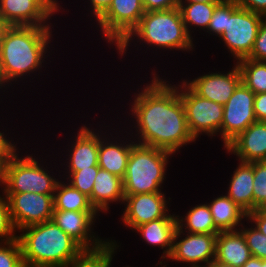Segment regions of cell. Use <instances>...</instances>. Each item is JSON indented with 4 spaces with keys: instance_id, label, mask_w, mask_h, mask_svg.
<instances>
[{
    "instance_id": "5",
    "label": "cell",
    "mask_w": 266,
    "mask_h": 267,
    "mask_svg": "<svg viewBox=\"0 0 266 267\" xmlns=\"http://www.w3.org/2000/svg\"><path fill=\"white\" fill-rule=\"evenodd\" d=\"M171 155L167 150L135 143L123 178L124 196L162 192Z\"/></svg>"
},
{
    "instance_id": "6",
    "label": "cell",
    "mask_w": 266,
    "mask_h": 267,
    "mask_svg": "<svg viewBox=\"0 0 266 267\" xmlns=\"http://www.w3.org/2000/svg\"><path fill=\"white\" fill-rule=\"evenodd\" d=\"M17 150L10 155L6 164L4 193L54 194L59 179L39 164L36 156L20 157Z\"/></svg>"
},
{
    "instance_id": "36",
    "label": "cell",
    "mask_w": 266,
    "mask_h": 267,
    "mask_svg": "<svg viewBox=\"0 0 266 267\" xmlns=\"http://www.w3.org/2000/svg\"><path fill=\"white\" fill-rule=\"evenodd\" d=\"M248 59L266 62V18L262 21Z\"/></svg>"
},
{
    "instance_id": "1",
    "label": "cell",
    "mask_w": 266,
    "mask_h": 267,
    "mask_svg": "<svg viewBox=\"0 0 266 267\" xmlns=\"http://www.w3.org/2000/svg\"><path fill=\"white\" fill-rule=\"evenodd\" d=\"M151 75L152 80L134 94V102L129 108L136 122L134 128L138 138H135L138 141L135 138L134 141L175 154L196 140L187 125L179 85L169 84L156 72Z\"/></svg>"
},
{
    "instance_id": "44",
    "label": "cell",
    "mask_w": 266,
    "mask_h": 267,
    "mask_svg": "<svg viewBox=\"0 0 266 267\" xmlns=\"http://www.w3.org/2000/svg\"><path fill=\"white\" fill-rule=\"evenodd\" d=\"M11 25L0 16V45L4 39L7 30Z\"/></svg>"
},
{
    "instance_id": "22",
    "label": "cell",
    "mask_w": 266,
    "mask_h": 267,
    "mask_svg": "<svg viewBox=\"0 0 266 267\" xmlns=\"http://www.w3.org/2000/svg\"><path fill=\"white\" fill-rule=\"evenodd\" d=\"M246 239L240 230L220 231L216 237L215 260L242 267L251 257Z\"/></svg>"
},
{
    "instance_id": "15",
    "label": "cell",
    "mask_w": 266,
    "mask_h": 267,
    "mask_svg": "<svg viewBox=\"0 0 266 267\" xmlns=\"http://www.w3.org/2000/svg\"><path fill=\"white\" fill-rule=\"evenodd\" d=\"M168 203L170 202L163 192L127 195L123 202L125 208L121 216L122 222L134 231L137 226L150 221L176 218V214L169 213Z\"/></svg>"
},
{
    "instance_id": "16",
    "label": "cell",
    "mask_w": 266,
    "mask_h": 267,
    "mask_svg": "<svg viewBox=\"0 0 266 267\" xmlns=\"http://www.w3.org/2000/svg\"><path fill=\"white\" fill-rule=\"evenodd\" d=\"M233 65V68L226 73L209 72L195 77L192 81L184 79V82L200 97L224 105L242 82L238 65L235 63Z\"/></svg>"
},
{
    "instance_id": "37",
    "label": "cell",
    "mask_w": 266,
    "mask_h": 267,
    "mask_svg": "<svg viewBox=\"0 0 266 267\" xmlns=\"http://www.w3.org/2000/svg\"><path fill=\"white\" fill-rule=\"evenodd\" d=\"M145 11H159L179 7V0H142Z\"/></svg>"
},
{
    "instance_id": "31",
    "label": "cell",
    "mask_w": 266,
    "mask_h": 267,
    "mask_svg": "<svg viewBox=\"0 0 266 267\" xmlns=\"http://www.w3.org/2000/svg\"><path fill=\"white\" fill-rule=\"evenodd\" d=\"M266 210V160L254 161L253 211Z\"/></svg>"
},
{
    "instance_id": "24",
    "label": "cell",
    "mask_w": 266,
    "mask_h": 267,
    "mask_svg": "<svg viewBox=\"0 0 266 267\" xmlns=\"http://www.w3.org/2000/svg\"><path fill=\"white\" fill-rule=\"evenodd\" d=\"M207 204L214 224L220 231H237L243 225V219H247V213L226 194L219 195Z\"/></svg>"
},
{
    "instance_id": "50",
    "label": "cell",
    "mask_w": 266,
    "mask_h": 267,
    "mask_svg": "<svg viewBox=\"0 0 266 267\" xmlns=\"http://www.w3.org/2000/svg\"><path fill=\"white\" fill-rule=\"evenodd\" d=\"M160 265H161V267H167V265H169V264L163 263V266H162V264H160Z\"/></svg>"
},
{
    "instance_id": "40",
    "label": "cell",
    "mask_w": 266,
    "mask_h": 267,
    "mask_svg": "<svg viewBox=\"0 0 266 267\" xmlns=\"http://www.w3.org/2000/svg\"><path fill=\"white\" fill-rule=\"evenodd\" d=\"M254 113L257 121L266 122V93L255 94Z\"/></svg>"
},
{
    "instance_id": "35",
    "label": "cell",
    "mask_w": 266,
    "mask_h": 267,
    "mask_svg": "<svg viewBox=\"0 0 266 267\" xmlns=\"http://www.w3.org/2000/svg\"><path fill=\"white\" fill-rule=\"evenodd\" d=\"M227 24V0H222L215 8L209 26L205 32L217 36L223 34Z\"/></svg>"
},
{
    "instance_id": "38",
    "label": "cell",
    "mask_w": 266,
    "mask_h": 267,
    "mask_svg": "<svg viewBox=\"0 0 266 267\" xmlns=\"http://www.w3.org/2000/svg\"><path fill=\"white\" fill-rule=\"evenodd\" d=\"M238 7L266 17V0H232Z\"/></svg>"
},
{
    "instance_id": "8",
    "label": "cell",
    "mask_w": 266,
    "mask_h": 267,
    "mask_svg": "<svg viewBox=\"0 0 266 267\" xmlns=\"http://www.w3.org/2000/svg\"><path fill=\"white\" fill-rule=\"evenodd\" d=\"M179 95L184 106L189 131L195 140L200 134H207L208 137L218 134L221 136L223 105L200 97L184 80L181 85L179 84Z\"/></svg>"
},
{
    "instance_id": "7",
    "label": "cell",
    "mask_w": 266,
    "mask_h": 267,
    "mask_svg": "<svg viewBox=\"0 0 266 267\" xmlns=\"http://www.w3.org/2000/svg\"><path fill=\"white\" fill-rule=\"evenodd\" d=\"M265 18L259 13L238 7L232 0H227V24L219 39L236 62L250 55L259 27Z\"/></svg>"
},
{
    "instance_id": "47",
    "label": "cell",
    "mask_w": 266,
    "mask_h": 267,
    "mask_svg": "<svg viewBox=\"0 0 266 267\" xmlns=\"http://www.w3.org/2000/svg\"><path fill=\"white\" fill-rule=\"evenodd\" d=\"M9 88V85L6 83L3 70H2V64H1V57H0V89L3 90V87ZM8 86V87H7Z\"/></svg>"
},
{
    "instance_id": "32",
    "label": "cell",
    "mask_w": 266,
    "mask_h": 267,
    "mask_svg": "<svg viewBox=\"0 0 266 267\" xmlns=\"http://www.w3.org/2000/svg\"><path fill=\"white\" fill-rule=\"evenodd\" d=\"M251 228L242 225L239 229L246 239L247 246L250 249L251 255L258 257L262 260H266V235L261 233L258 228H256L252 222L250 223Z\"/></svg>"
},
{
    "instance_id": "46",
    "label": "cell",
    "mask_w": 266,
    "mask_h": 267,
    "mask_svg": "<svg viewBox=\"0 0 266 267\" xmlns=\"http://www.w3.org/2000/svg\"><path fill=\"white\" fill-rule=\"evenodd\" d=\"M222 0H179V3H220Z\"/></svg>"
},
{
    "instance_id": "21",
    "label": "cell",
    "mask_w": 266,
    "mask_h": 267,
    "mask_svg": "<svg viewBox=\"0 0 266 267\" xmlns=\"http://www.w3.org/2000/svg\"><path fill=\"white\" fill-rule=\"evenodd\" d=\"M135 233H139L142 241L147 245L158 246L163 249L159 264L167 263L173 248L174 235L177 230V218H160L137 226ZM164 260V261H163Z\"/></svg>"
},
{
    "instance_id": "25",
    "label": "cell",
    "mask_w": 266,
    "mask_h": 267,
    "mask_svg": "<svg viewBox=\"0 0 266 267\" xmlns=\"http://www.w3.org/2000/svg\"><path fill=\"white\" fill-rule=\"evenodd\" d=\"M206 203V204H205ZM189 209L186 216L176 215L177 228L188 233L218 234L207 202Z\"/></svg>"
},
{
    "instance_id": "43",
    "label": "cell",
    "mask_w": 266,
    "mask_h": 267,
    "mask_svg": "<svg viewBox=\"0 0 266 267\" xmlns=\"http://www.w3.org/2000/svg\"><path fill=\"white\" fill-rule=\"evenodd\" d=\"M9 157L10 155H0V188L2 191L5 186L6 164Z\"/></svg>"
},
{
    "instance_id": "9",
    "label": "cell",
    "mask_w": 266,
    "mask_h": 267,
    "mask_svg": "<svg viewBox=\"0 0 266 267\" xmlns=\"http://www.w3.org/2000/svg\"><path fill=\"white\" fill-rule=\"evenodd\" d=\"M142 0H113L109 8L96 20L110 45L118 47L137 27L144 15Z\"/></svg>"
},
{
    "instance_id": "27",
    "label": "cell",
    "mask_w": 266,
    "mask_h": 267,
    "mask_svg": "<svg viewBox=\"0 0 266 267\" xmlns=\"http://www.w3.org/2000/svg\"><path fill=\"white\" fill-rule=\"evenodd\" d=\"M219 3H179V9L188 34L192 37L193 27L206 31L212 14Z\"/></svg>"
},
{
    "instance_id": "42",
    "label": "cell",
    "mask_w": 266,
    "mask_h": 267,
    "mask_svg": "<svg viewBox=\"0 0 266 267\" xmlns=\"http://www.w3.org/2000/svg\"><path fill=\"white\" fill-rule=\"evenodd\" d=\"M15 142L8 137L4 131L0 132V155H11L17 148Z\"/></svg>"
},
{
    "instance_id": "2",
    "label": "cell",
    "mask_w": 266,
    "mask_h": 267,
    "mask_svg": "<svg viewBox=\"0 0 266 267\" xmlns=\"http://www.w3.org/2000/svg\"><path fill=\"white\" fill-rule=\"evenodd\" d=\"M51 27L11 26L7 30L0 45V57L3 75L9 86L44 67L42 65L48 56L46 53H50L49 45L53 38Z\"/></svg>"
},
{
    "instance_id": "39",
    "label": "cell",
    "mask_w": 266,
    "mask_h": 267,
    "mask_svg": "<svg viewBox=\"0 0 266 267\" xmlns=\"http://www.w3.org/2000/svg\"><path fill=\"white\" fill-rule=\"evenodd\" d=\"M247 219L246 221L253 222L254 226L266 235V210L256 209L251 211L247 214Z\"/></svg>"
},
{
    "instance_id": "30",
    "label": "cell",
    "mask_w": 266,
    "mask_h": 267,
    "mask_svg": "<svg viewBox=\"0 0 266 267\" xmlns=\"http://www.w3.org/2000/svg\"><path fill=\"white\" fill-rule=\"evenodd\" d=\"M100 167L92 166L79 171H65L67 182L74 188L85 194L87 197L91 196L94 180Z\"/></svg>"
},
{
    "instance_id": "18",
    "label": "cell",
    "mask_w": 266,
    "mask_h": 267,
    "mask_svg": "<svg viewBox=\"0 0 266 267\" xmlns=\"http://www.w3.org/2000/svg\"><path fill=\"white\" fill-rule=\"evenodd\" d=\"M88 128L86 124L79 128L74 141H71V148H67V156L65 166L68 171H79L88 167L98 165V150H99V130ZM94 129V130H93ZM96 131V132H95ZM72 149V150H71Z\"/></svg>"
},
{
    "instance_id": "20",
    "label": "cell",
    "mask_w": 266,
    "mask_h": 267,
    "mask_svg": "<svg viewBox=\"0 0 266 267\" xmlns=\"http://www.w3.org/2000/svg\"><path fill=\"white\" fill-rule=\"evenodd\" d=\"M124 197L123 179L100 168L89 197L95 210L98 213L105 212L107 214L110 204L113 202L122 204Z\"/></svg>"
},
{
    "instance_id": "23",
    "label": "cell",
    "mask_w": 266,
    "mask_h": 267,
    "mask_svg": "<svg viewBox=\"0 0 266 267\" xmlns=\"http://www.w3.org/2000/svg\"><path fill=\"white\" fill-rule=\"evenodd\" d=\"M237 166L226 195L248 214L253 211L254 162H239Z\"/></svg>"
},
{
    "instance_id": "14",
    "label": "cell",
    "mask_w": 266,
    "mask_h": 267,
    "mask_svg": "<svg viewBox=\"0 0 266 267\" xmlns=\"http://www.w3.org/2000/svg\"><path fill=\"white\" fill-rule=\"evenodd\" d=\"M98 214L97 211L53 210L51 220L86 251H98L109 244V239H102L93 232L92 225Z\"/></svg>"
},
{
    "instance_id": "4",
    "label": "cell",
    "mask_w": 266,
    "mask_h": 267,
    "mask_svg": "<svg viewBox=\"0 0 266 267\" xmlns=\"http://www.w3.org/2000/svg\"><path fill=\"white\" fill-rule=\"evenodd\" d=\"M134 38H136L134 40ZM137 40V41H136ZM139 40V41H138ZM132 41L145 43L140 44L154 46L157 49H170V51H193L194 39L185 27L179 7L174 9L145 11L137 27L116 48L122 56L126 55Z\"/></svg>"
},
{
    "instance_id": "13",
    "label": "cell",
    "mask_w": 266,
    "mask_h": 267,
    "mask_svg": "<svg viewBox=\"0 0 266 267\" xmlns=\"http://www.w3.org/2000/svg\"><path fill=\"white\" fill-rule=\"evenodd\" d=\"M216 237L217 234L184 233L177 228L173 248L166 261L186 263L188 267H206L215 260Z\"/></svg>"
},
{
    "instance_id": "26",
    "label": "cell",
    "mask_w": 266,
    "mask_h": 267,
    "mask_svg": "<svg viewBox=\"0 0 266 267\" xmlns=\"http://www.w3.org/2000/svg\"><path fill=\"white\" fill-rule=\"evenodd\" d=\"M65 182V183H64ZM54 210L96 211L89 197L74 188L70 183L58 181L53 196Z\"/></svg>"
},
{
    "instance_id": "34",
    "label": "cell",
    "mask_w": 266,
    "mask_h": 267,
    "mask_svg": "<svg viewBox=\"0 0 266 267\" xmlns=\"http://www.w3.org/2000/svg\"><path fill=\"white\" fill-rule=\"evenodd\" d=\"M2 194H0V242H9L15 240L18 234L15 235L16 229L11 219L9 204L4 191Z\"/></svg>"
},
{
    "instance_id": "45",
    "label": "cell",
    "mask_w": 266,
    "mask_h": 267,
    "mask_svg": "<svg viewBox=\"0 0 266 267\" xmlns=\"http://www.w3.org/2000/svg\"><path fill=\"white\" fill-rule=\"evenodd\" d=\"M242 267H262V259L251 256Z\"/></svg>"
},
{
    "instance_id": "10",
    "label": "cell",
    "mask_w": 266,
    "mask_h": 267,
    "mask_svg": "<svg viewBox=\"0 0 266 267\" xmlns=\"http://www.w3.org/2000/svg\"><path fill=\"white\" fill-rule=\"evenodd\" d=\"M254 98L255 94L241 82L228 102L223 105L221 138L224 148L257 121L254 113Z\"/></svg>"
},
{
    "instance_id": "33",
    "label": "cell",
    "mask_w": 266,
    "mask_h": 267,
    "mask_svg": "<svg viewBox=\"0 0 266 267\" xmlns=\"http://www.w3.org/2000/svg\"><path fill=\"white\" fill-rule=\"evenodd\" d=\"M0 267H25L17 238L9 242H0Z\"/></svg>"
},
{
    "instance_id": "12",
    "label": "cell",
    "mask_w": 266,
    "mask_h": 267,
    "mask_svg": "<svg viewBox=\"0 0 266 267\" xmlns=\"http://www.w3.org/2000/svg\"><path fill=\"white\" fill-rule=\"evenodd\" d=\"M59 5L58 0H0V16L11 26H52L49 19L61 12Z\"/></svg>"
},
{
    "instance_id": "17",
    "label": "cell",
    "mask_w": 266,
    "mask_h": 267,
    "mask_svg": "<svg viewBox=\"0 0 266 267\" xmlns=\"http://www.w3.org/2000/svg\"><path fill=\"white\" fill-rule=\"evenodd\" d=\"M224 149L236 155L240 162L266 160V122H254Z\"/></svg>"
},
{
    "instance_id": "48",
    "label": "cell",
    "mask_w": 266,
    "mask_h": 267,
    "mask_svg": "<svg viewBox=\"0 0 266 267\" xmlns=\"http://www.w3.org/2000/svg\"><path fill=\"white\" fill-rule=\"evenodd\" d=\"M206 267H235L229 264H224L216 260H212Z\"/></svg>"
},
{
    "instance_id": "49",
    "label": "cell",
    "mask_w": 266,
    "mask_h": 267,
    "mask_svg": "<svg viewBox=\"0 0 266 267\" xmlns=\"http://www.w3.org/2000/svg\"><path fill=\"white\" fill-rule=\"evenodd\" d=\"M262 267H266V260H262Z\"/></svg>"
},
{
    "instance_id": "19",
    "label": "cell",
    "mask_w": 266,
    "mask_h": 267,
    "mask_svg": "<svg viewBox=\"0 0 266 267\" xmlns=\"http://www.w3.org/2000/svg\"><path fill=\"white\" fill-rule=\"evenodd\" d=\"M102 134L104 133H101V130H100L98 166L101 169L106 170L110 172L111 174H114L123 179L126 173L127 163H128L129 155L131 153V149L136 142L132 140L122 141L120 140L119 135L117 136L118 138L117 137L114 138V136H112V133L110 134L112 138H110V136L108 138L106 137L107 135H102ZM111 139L112 140L115 139V140L110 141ZM116 139H119V140L117 141Z\"/></svg>"
},
{
    "instance_id": "3",
    "label": "cell",
    "mask_w": 266,
    "mask_h": 267,
    "mask_svg": "<svg viewBox=\"0 0 266 267\" xmlns=\"http://www.w3.org/2000/svg\"><path fill=\"white\" fill-rule=\"evenodd\" d=\"M18 233L25 267H66L86 252L52 220L25 227Z\"/></svg>"
},
{
    "instance_id": "11",
    "label": "cell",
    "mask_w": 266,
    "mask_h": 267,
    "mask_svg": "<svg viewBox=\"0 0 266 267\" xmlns=\"http://www.w3.org/2000/svg\"><path fill=\"white\" fill-rule=\"evenodd\" d=\"M17 231L52 219L54 194L5 193Z\"/></svg>"
},
{
    "instance_id": "41",
    "label": "cell",
    "mask_w": 266,
    "mask_h": 267,
    "mask_svg": "<svg viewBox=\"0 0 266 267\" xmlns=\"http://www.w3.org/2000/svg\"><path fill=\"white\" fill-rule=\"evenodd\" d=\"M89 1V0H88ZM113 0H90L92 18L97 20L111 5Z\"/></svg>"
},
{
    "instance_id": "29",
    "label": "cell",
    "mask_w": 266,
    "mask_h": 267,
    "mask_svg": "<svg viewBox=\"0 0 266 267\" xmlns=\"http://www.w3.org/2000/svg\"><path fill=\"white\" fill-rule=\"evenodd\" d=\"M109 244L98 251H86L80 258L69 263L66 267H111L114 254L119 248L115 240H108Z\"/></svg>"
},
{
    "instance_id": "28",
    "label": "cell",
    "mask_w": 266,
    "mask_h": 267,
    "mask_svg": "<svg viewBox=\"0 0 266 267\" xmlns=\"http://www.w3.org/2000/svg\"><path fill=\"white\" fill-rule=\"evenodd\" d=\"M241 72L242 83L254 94L266 93V62L244 58L235 62Z\"/></svg>"
}]
</instances>
